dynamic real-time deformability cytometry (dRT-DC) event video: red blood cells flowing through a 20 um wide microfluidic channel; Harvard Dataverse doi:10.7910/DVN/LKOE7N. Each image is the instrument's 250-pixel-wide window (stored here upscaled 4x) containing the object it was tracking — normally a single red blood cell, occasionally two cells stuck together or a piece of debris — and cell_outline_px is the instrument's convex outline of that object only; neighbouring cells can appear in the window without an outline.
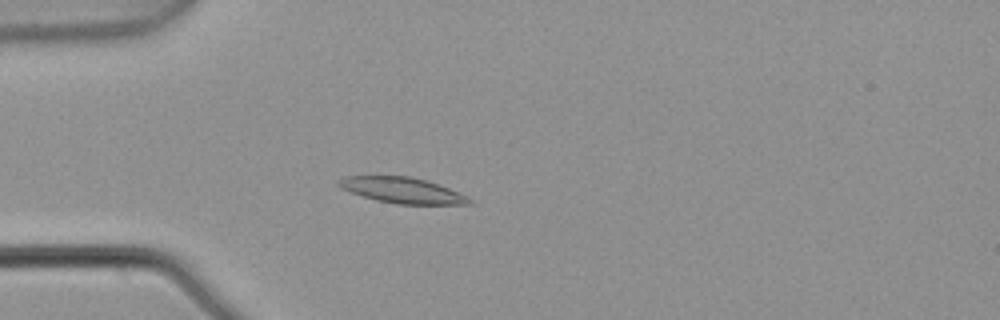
{"species": "common noctule bat (a hibernating species)", "species_latin": "Nyctalus noctula", "temperature_condition": "warm", "stored_images_in_passage": 5, "camera_frame_rate_fps": 3000, "um_per_image_px": 0.085, "animal": {"sex": "male", "body_mass_g": 21.5, "forearm_length_mm": 52.0}, "frame": {"image": 1, "passage_image": 4, "time_ms": 1.0, "image_size_px": [1000, 320], "cell_outline_px": [[472, 204], [396, 204], [376, 200], [340, 188], [336, 184], [336, 180], [344, 176], [408, 176], [424, 180], [448, 188], [468, 196], [472, 200]], "centroid_in_image_um": [34.16, 16.17], "position_along_channel_um": 50.8, "area_um2": 19.42}}